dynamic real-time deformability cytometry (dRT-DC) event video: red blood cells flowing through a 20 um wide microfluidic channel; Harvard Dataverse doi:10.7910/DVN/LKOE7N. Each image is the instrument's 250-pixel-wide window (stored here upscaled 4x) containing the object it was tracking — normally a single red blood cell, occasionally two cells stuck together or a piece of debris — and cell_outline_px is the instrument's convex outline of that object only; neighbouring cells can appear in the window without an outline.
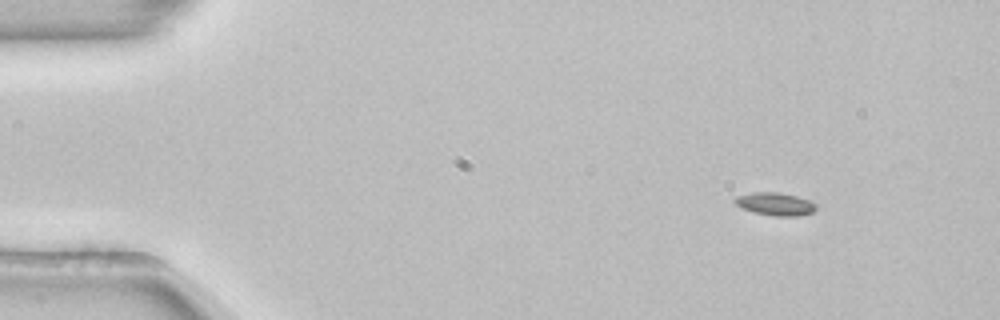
{"species": "common noctule bat (a hibernating species)", "species_latin": "Nyctalus noctula", "temperature_condition": "room temperature", "stored_images_in_passage": 48, "camera_frame_rate_fps": 3000, "um_per_image_px": 0.085, "animal": {"sex": "female", "body_mass_g": 22.7, "forearm_length_mm": 54.2}, "frame": {"image": 1, "passage_image": 1, "time_ms": 0.0, "image_size_px": [1000, 320], "cell_outline_px": [[816, 208], [812, 212], [796, 216], [776, 216], [752, 212], [736, 204], [732, 200], [736, 196], [752, 192], [776, 192], [796, 196], [808, 200], [816, 204]], "centroid_in_image_um": [65.86, 17.33], "position_along_channel_um": 19.1, "area_um2": 10.69}}
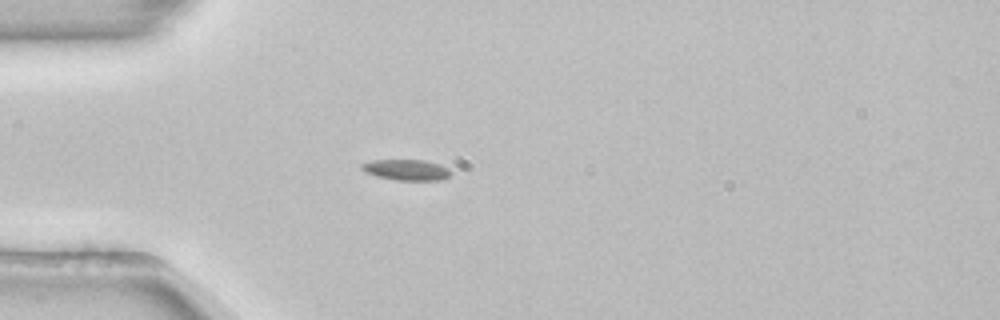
{"frame": {"image": 2, "passage_image": 10, "time_ms": 3.0, "image_size_px": [1000, 320], "cell_outline_px": [[452, 172], [448, 176], [440, 180], [396, 180], [376, 176], [364, 172], [360, 168], [360, 164], [372, 160], [424, 160], [440, 164], [448, 168]], "centroid_in_image_um": [34.52, 14.43], "position_along_channel_um": 50.5, "area_um2": 10.87}}